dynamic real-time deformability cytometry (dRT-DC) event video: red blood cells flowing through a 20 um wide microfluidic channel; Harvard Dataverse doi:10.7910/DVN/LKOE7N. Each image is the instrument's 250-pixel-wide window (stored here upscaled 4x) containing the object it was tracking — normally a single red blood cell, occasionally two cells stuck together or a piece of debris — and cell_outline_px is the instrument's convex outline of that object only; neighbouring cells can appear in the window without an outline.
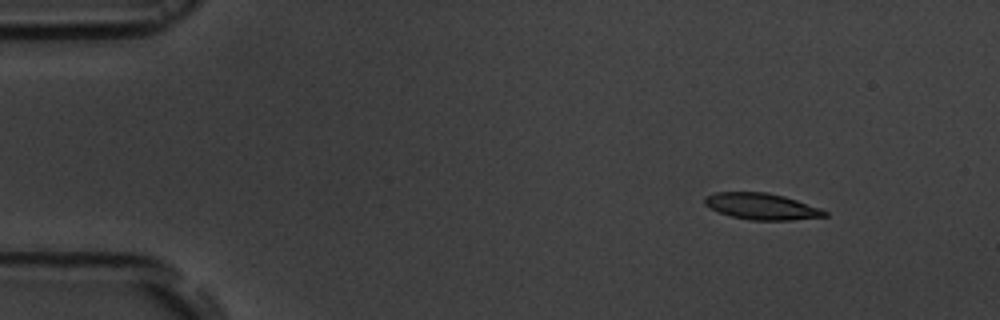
{"species": "common noctule bat (a hibernating species)", "species_latin": "Nyctalus noctula", "temperature_condition": "room temperature", "stored_images_in_passage": 50, "camera_frame_rate_fps": 3000, "um_per_image_px": 0.085, "animal": {"sex": "male", "body_mass_g": 19.5, "forearm_length_mm": 54.6}, "frame": {"image": 1, "passage_image": 1, "time_ms": 0.0, "image_size_px": [1000, 320], "cell_outline_px": [[828, 216], [792, 220], [752, 220], [732, 216], [720, 212], [704, 204], [704, 196], [716, 192], [768, 192], [784, 196], [820, 208], [828, 212]], "centroid_in_image_um": [64.75, 17.54], "position_along_channel_um": 20.2, "area_um2": 18.32}}
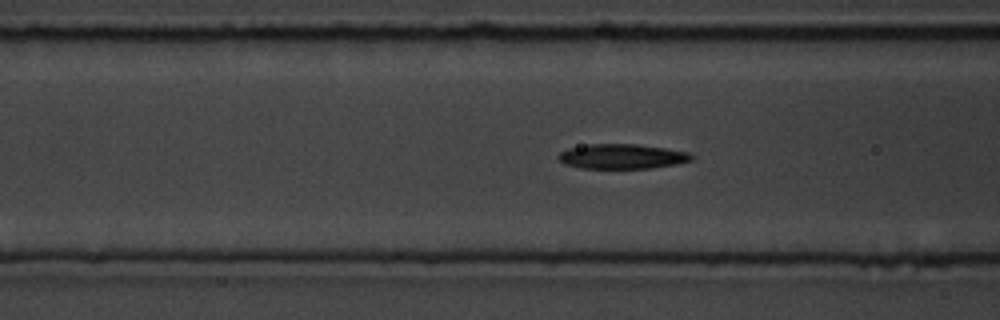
{"frame": {"image": 2, "passage_image": 16, "time_ms": 5.0, "image_size_px": [1000, 320], "cell_outline_px": [[692, 160], [676, 164], [652, 168], [580, 168], [564, 164], [556, 156], [560, 152], [568, 148], [588, 144], [636, 144], [664, 148], [688, 152], [692, 156]], "centroid_in_image_um": [52.83, 13.29], "position_along_channel_um": 113.8, "area_um2": 19.19}}
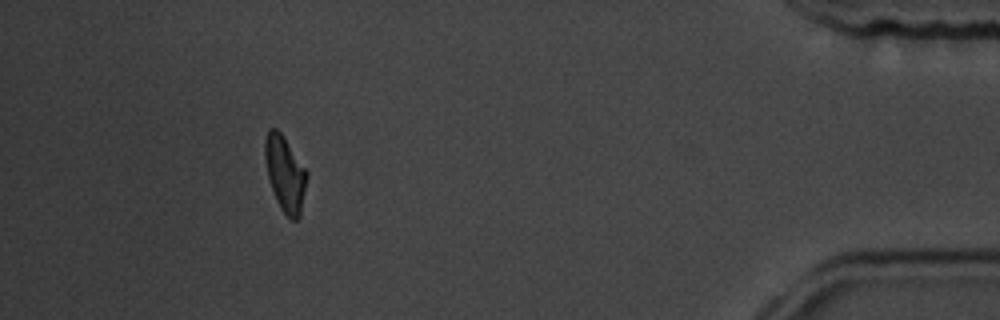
{"frame": {"image": 3, "passage_image": 45, "time_ms": 14.667, "image_size_px": [1000, 320], "cell_outline_px": [[308, 176], [300, 216], [296, 220], [292, 220], [280, 208], [276, 200], [268, 176], [264, 160], [264, 140], [268, 128], [276, 128], [284, 136], [308, 172]], "centroid_in_image_um": [24.23, 14.73], "position_along_channel_um": 411.0, "area_um2": 18.55}, "authors_computed_cell_mechanics": {"area_um2": 19.0451, "velocity_mm_per_s": 3.6777, "shape_relaxation_time_tau1_ms": 3.4721, "shape_relaxation_time_tau2_ms": 2.4574, "deformation_change_tau1": 0.1441, "deformation_change_tau2": 0.0856}}